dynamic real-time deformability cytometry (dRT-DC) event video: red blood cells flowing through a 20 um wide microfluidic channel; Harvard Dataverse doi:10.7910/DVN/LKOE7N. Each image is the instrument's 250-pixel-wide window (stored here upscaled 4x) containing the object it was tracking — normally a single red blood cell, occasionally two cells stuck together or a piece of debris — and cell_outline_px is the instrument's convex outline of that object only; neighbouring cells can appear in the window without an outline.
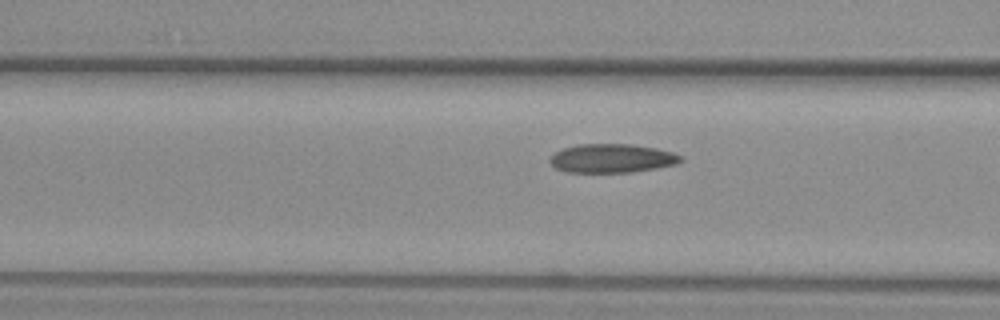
{"species": "common noctule bat (a hibernating species)", "species_latin": "Nyctalus noctula", "temperature_condition": "warm", "stored_images_in_passage": 19, "camera_frame_rate_fps": 3000, "um_per_image_px": 0.085, "animal": {"sex": "female", "body_mass_g": 29.2, "forearm_length_mm": 56.3}, "frame": {"image": 1, "passage_image": 18, "time_ms": 5.667, "image_size_px": [1000, 320], "cell_outline_px": [[684, 160], [676, 164], [656, 168], [632, 172], [564, 172], [556, 168], [548, 160], [556, 152], [564, 148], [576, 144], [632, 144], [656, 148], [672, 152], [680, 156]], "centroid_in_image_um": [52.01, 13.45], "position_along_channel_um": 114.6, "area_um2": 21.91}}